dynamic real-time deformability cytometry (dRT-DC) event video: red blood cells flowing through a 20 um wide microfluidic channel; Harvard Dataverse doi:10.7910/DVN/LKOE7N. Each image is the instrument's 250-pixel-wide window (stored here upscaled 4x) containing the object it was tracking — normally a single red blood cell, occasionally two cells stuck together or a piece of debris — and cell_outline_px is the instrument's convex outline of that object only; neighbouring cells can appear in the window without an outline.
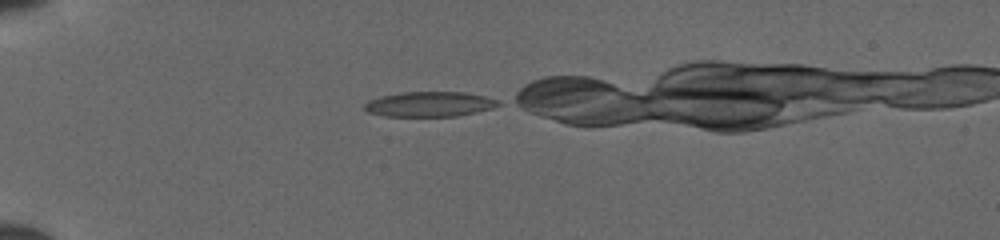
{"species": "common noctule bat (a hibernating species)", "species_latin": "Nyctalus noctula", "temperature_condition": "cold", "stored_images_in_passage": 13, "camera_frame_rate_fps": 3000, "um_per_image_px": 0.085, "animal": {"sex": "female", "body_mass_g": 19.5, "forearm_length_mm": 54.1}, "frame": {"image": 1, "passage_image": 1, "time_ms": 0.0, "image_size_px": [1000, 240], "cell_outline_px": [[500, 104], [492, 108], [476, 112], [456, 116], [384, 116], [368, 112], [364, 108], [364, 104], [368, 100], [380, 96], [400, 92], [464, 92], [484, 96], [500, 100]], "centroid_in_image_um": [36.49, 8.85], "position_along_channel_um": 48.5, "area_um2": 19.54}}
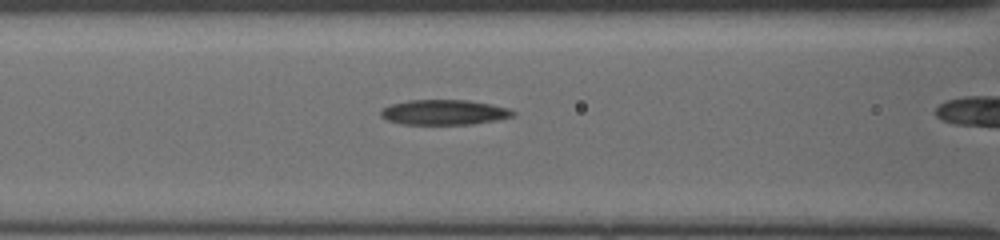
{"frame": {"image": 2, "passage_image": 9, "time_ms": 2.667, "image_size_px": [1000, 240], "cell_outline_px": [[516, 112], [512, 116], [496, 120], [472, 124], [400, 124], [388, 120], [380, 116], [380, 112], [384, 108], [392, 104], [408, 100], [468, 100], [508, 108]], "centroid_in_image_um": [37.73, 9.54], "position_along_channel_um": 128.9, "area_um2": 19.13}}
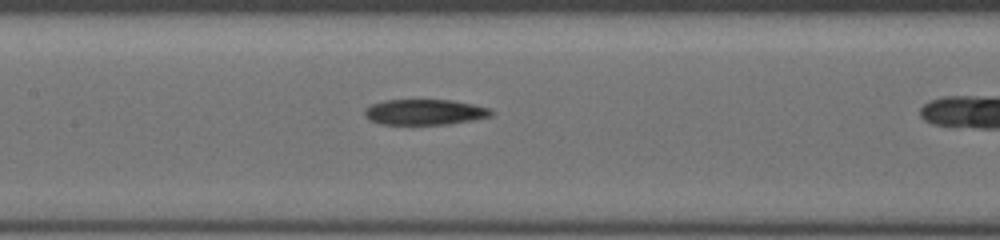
{"frame": {"image": 3, "passage_image": 12, "time_ms": 3.667, "image_size_px": [1000, 240], "cell_outline_px": [[496, 112], [492, 116], [472, 120], [448, 124], [380, 124], [364, 116], [364, 108], [372, 104], [384, 100], [452, 100], [472, 104], [488, 108]], "centroid_in_image_um": [36.1, 9.52], "position_along_channel_um": 171.3, "area_um2": 18.84}}